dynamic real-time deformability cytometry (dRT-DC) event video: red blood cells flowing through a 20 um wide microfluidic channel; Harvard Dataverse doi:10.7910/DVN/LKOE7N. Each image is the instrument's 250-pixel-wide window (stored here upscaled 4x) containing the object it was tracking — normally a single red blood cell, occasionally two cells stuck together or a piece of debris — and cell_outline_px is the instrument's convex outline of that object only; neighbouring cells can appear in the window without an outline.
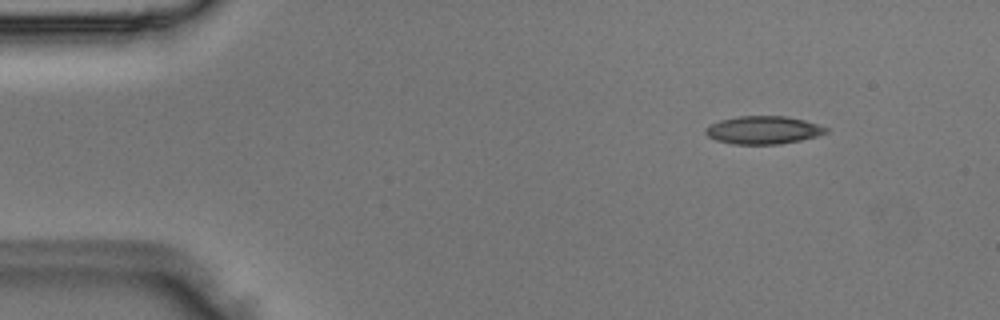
{"species": "Egyptian fruit bat (a non-hibernating species)", "species_latin": "Rousettus aegyptiacus", "temperature_condition": "room temperature", "stored_images_in_passage": 4, "camera_frame_rate_fps": 3000, "um_per_image_px": 0.085, "animal": {"sex": "male"}, "frame": {"image": 1, "passage_image": 2, "time_ms": 0.333, "image_size_px": [1000, 320], "cell_outline_px": [[828, 132], [816, 136], [800, 140], [780, 144], [732, 144], [716, 140], [708, 136], [704, 132], [704, 128], [720, 120], [740, 116], [788, 116], [804, 120], [828, 128]], "centroid_in_image_um": [64.86, 11.05], "position_along_channel_um": 20.1, "area_um2": 19.54}}
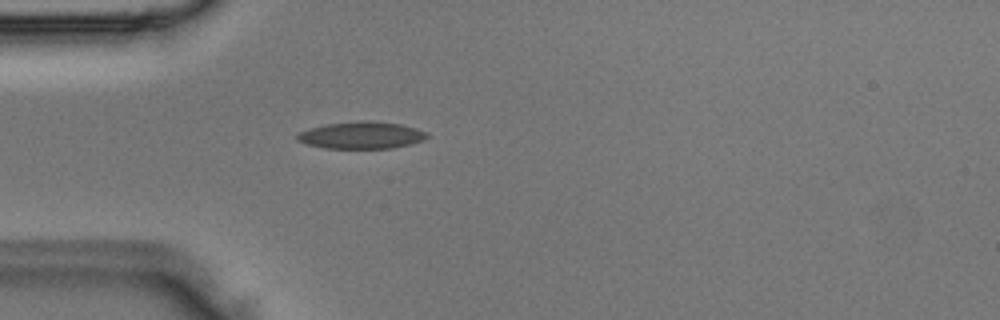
{"frame": {"image": 2, "passage_image": 4, "time_ms": 1.0, "image_size_px": [1000, 320], "cell_outline_px": [[428, 136], [424, 140], [392, 148], [328, 148], [308, 144], [296, 140], [296, 136], [300, 132], [312, 128], [328, 124], [360, 120], [368, 120], [400, 124], [416, 128], [428, 132]], "centroid_in_image_um": [30.76, 11.49], "position_along_channel_um": 54.2, "area_um2": 20.23}}